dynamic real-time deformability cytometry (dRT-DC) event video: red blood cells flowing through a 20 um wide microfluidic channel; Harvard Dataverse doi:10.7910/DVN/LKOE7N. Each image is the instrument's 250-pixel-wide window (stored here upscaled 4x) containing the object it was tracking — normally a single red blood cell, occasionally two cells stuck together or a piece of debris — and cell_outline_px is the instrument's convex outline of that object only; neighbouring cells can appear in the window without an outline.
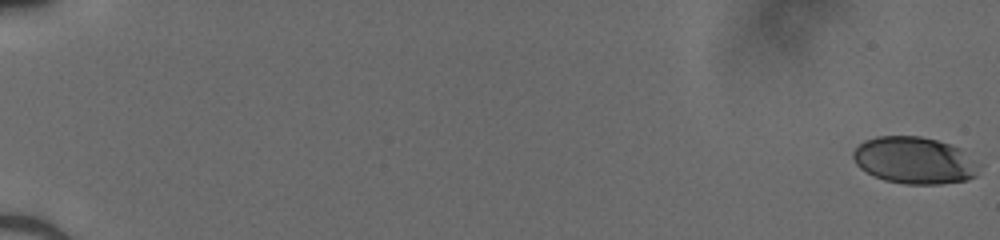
{"species": "human", "species_latin": "Homo sapiens", "temperature_condition": "cold", "stored_images_in_passage": 52, "camera_frame_rate_fps": 3000, "um_per_image_px": 0.085, "donor": {"sex": "male"}, "frame": {"image": 1, "passage_image": 1, "time_ms": 0.0, "image_size_px": [1000, 240], "cell_outline_px": [[984, 164], [976, 176], [968, 180], [940, 184], [904, 184], [884, 180], [860, 168], [856, 164], [852, 156], [852, 152], [864, 140], [876, 136], [920, 136], [952, 144], [960, 148]], "centroid_in_image_um": [77.8, 13.63], "position_along_channel_um": 7.2, "area_um2": 34.97}}
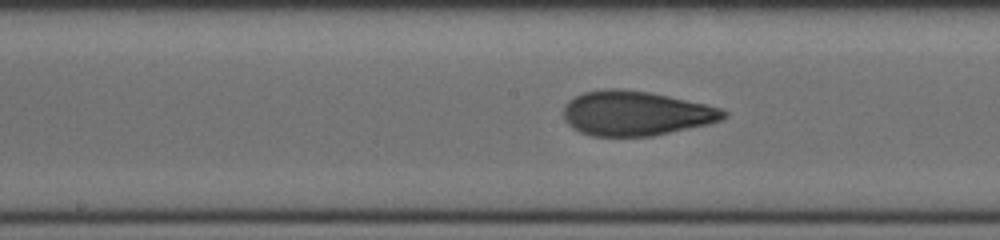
{"frame": {"image": 2, "passage_image": 30, "time_ms": 9.667, "image_size_px": [1000, 240], "cell_outline_px": [[728, 116], [720, 120], [708, 124], [652, 136], [592, 136], [580, 132], [572, 128], [564, 120], [564, 104], [568, 100], [584, 92], [608, 88], [620, 88], [648, 92], [668, 96], [704, 104], [720, 108], [728, 112]], "centroid_in_image_um": [54.01, 9.63], "position_along_channel_um": 194.2, "area_um2": 41.56}}
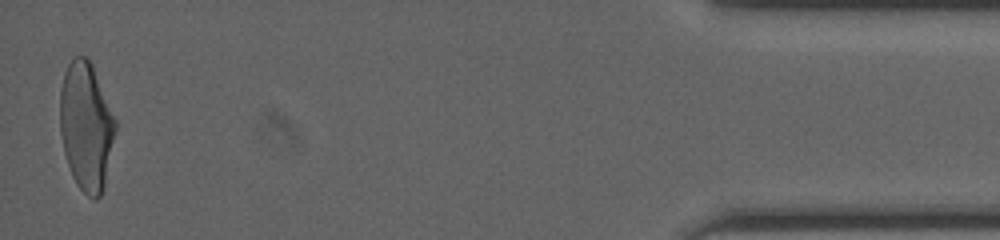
{"frame": {"image": 3, "passage_image": 52, "time_ms": 17.0, "image_size_px": [1000, 240], "cell_outline_px": [[116, 132], [104, 188], [100, 196], [96, 200], [88, 196], [76, 184], [72, 176], [64, 152], [60, 132], [60, 88], [64, 72], [72, 56], [88, 56], [92, 64], [116, 120]], "centroid_in_image_um": [7.32, 10.72], "position_along_channel_um": 427.9, "area_um2": 41.67}}